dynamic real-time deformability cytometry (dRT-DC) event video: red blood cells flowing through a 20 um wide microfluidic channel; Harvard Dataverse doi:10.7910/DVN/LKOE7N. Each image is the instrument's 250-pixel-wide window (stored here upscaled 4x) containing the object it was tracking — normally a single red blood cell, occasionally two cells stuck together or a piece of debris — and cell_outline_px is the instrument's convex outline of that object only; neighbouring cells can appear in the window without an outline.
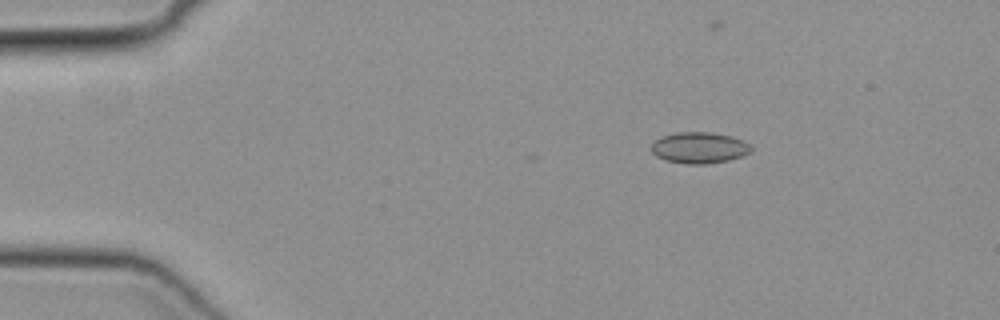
{"species": "common noctule bat (a hibernating species)", "species_latin": "Nyctalus noctula", "temperature_condition": "cold", "stored_images_in_passage": 43, "camera_frame_rate_fps": 3000, "um_per_image_px": 0.085, "animal": {"sex": "female", "body_mass_g": 19.3, "forearm_length_mm": 54.1}, "frame": {"image": 1, "passage_image": 8, "time_ms": 2.333, "image_size_px": [1000, 320], "cell_outline_px": [[752, 148], [748, 152], [740, 156], [728, 160], [704, 164], [684, 164], [664, 160], [656, 156], [652, 152], [652, 144], [660, 136], [676, 132], [712, 132], [732, 136], [744, 140]], "centroid_in_image_um": [59.4, 12.55], "position_along_channel_um": 25.6, "area_um2": 18.15}}
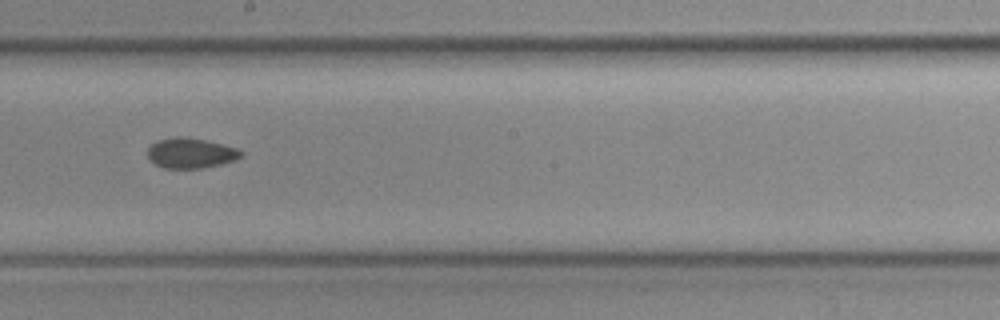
{"frame": {"image": 2, "passage_image": 28, "time_ms": 9.0, "image_size_px": [1000, 320], "cell_outline_px": [[244, 156], [236, 160], [220, 164], [200, 168], [164, 168], [156, 164], [148, 156], [148, 148], [156, 140], [176, 136], [184, 136], [204, 140], [236, 148], [244, 152]], "centroid_in_image_um": [16.23, 13.0], "position_along_channel_um": 232.0, "area_um2": 16.36}}
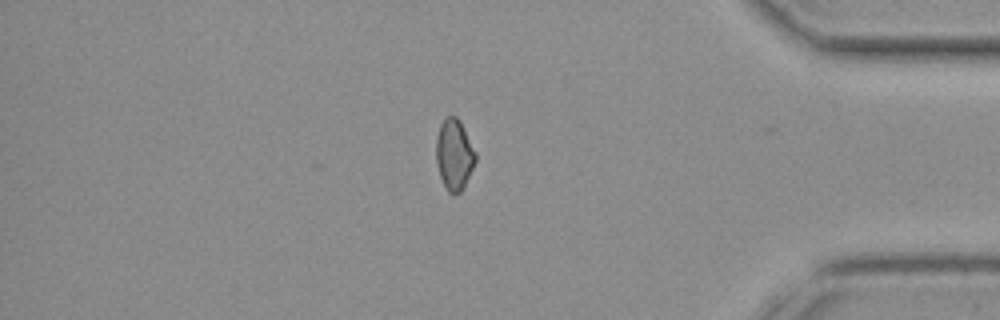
{"frame": {"image": 3, "passage_image": 42, "time_ms": 13.667, "image_size_px": [1000, 320], "cell_outline_px": [[476, 160], [460, 192], [452, 196], [448, 192], [440, 176], [436, 160], [436, 136], [440, 124], [448, 116], [456, 116], [460, 120], [476, 152]], "centroid_in_image_um": [38.6, 13.12], "position_along_channel_um": 396.6, "area_um2": 16.13}}